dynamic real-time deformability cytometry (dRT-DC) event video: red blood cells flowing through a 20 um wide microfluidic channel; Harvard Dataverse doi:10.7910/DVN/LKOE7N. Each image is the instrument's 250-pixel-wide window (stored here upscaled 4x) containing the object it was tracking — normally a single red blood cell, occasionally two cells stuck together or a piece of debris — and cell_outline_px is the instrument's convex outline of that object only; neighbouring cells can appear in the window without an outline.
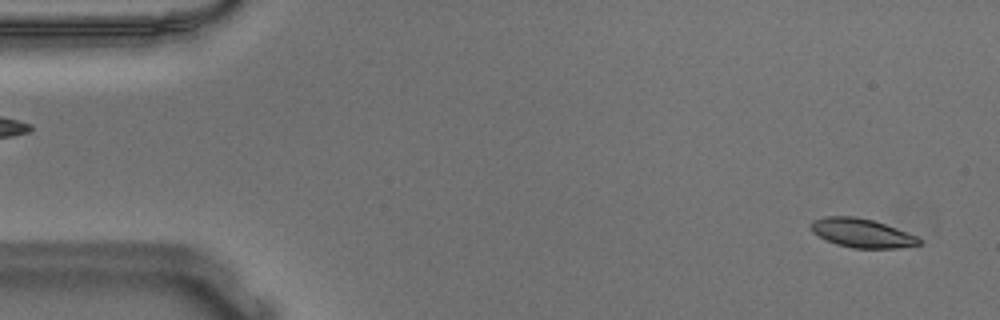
{"species": "Egyptian fruit bat (a non-hibernating species)", "species_latin": "Rousettus aegyptiacus", "temperature_condition": "warm", "stored_images_in_passage": 54, "camera_frame_rate_fps": 3000, "um_per_image_px": 0.085, "animal": {"sex": "male"}, "frame": {"image": 1, "passage_image": 2, "time_ms": 0.333, "image_size_px": [1000, 320], "cell_outline_px": [[920, 244], [896, 248], [852, 248], [836, 244], [812, 232], [808, 224], [812, 220], [824, 216], [856, 216], [872, 220], [896, 228], [916, 236], [920, 240]], "centroid_in_image_um": [73.19, 19.79], "position_along_channel_um": 11.8, "area_um2": 18.09}}
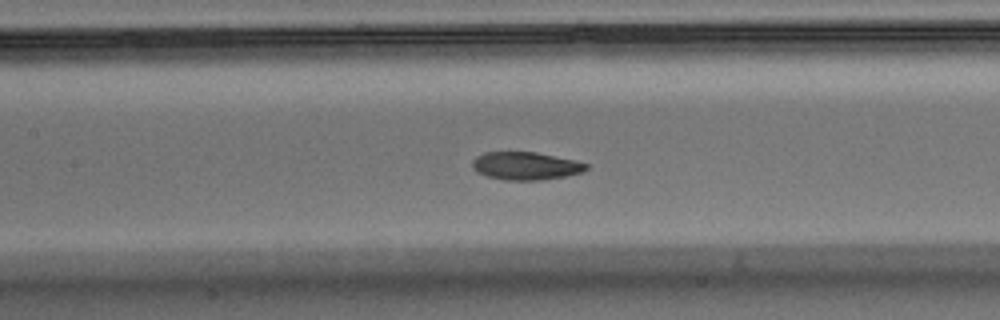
{"frame": {"image": 2, "passage_image": 24, "time_ms": 7.667, "image_size_px": [1000, 320], "cell_outline_px": [[588, 168], [584, 172], [564, 176], [540, 180], [504, 180], [488, 176], [476, 172], [472, 168], [472, 160], [476, 156], [484, 152], [536, 152], [576, 160], [588, 164]], "centroid_in_image_um": [44.68, 14.09], "position_along_channel_um": 162.7, "area_um2": 18.61}}
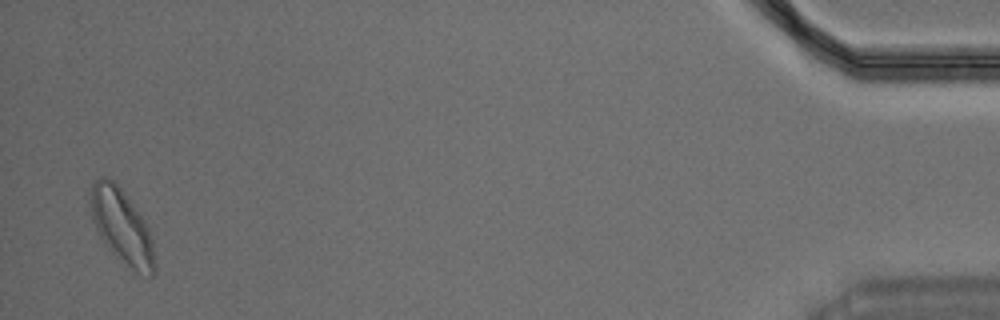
{"frame": {"image": 3, "passage_image": 53, "time_ms": 17.333, "image_size_px": [1000, 320], "cell_outline_px": [[156, 272], [152, 276], [148, 276], [136, 272], [112, 252], [104, 244], [96, 232], [92, 220], [88, 200], [92, 184], [100, 176], [104, 176], [112, 180], [120, 188], [144, 220], [148, 228], [152, 240], [156, 264]], "centroid_in_image_um": [10.33, 19.25], "position_along_channel_um": 424.9, "area_um2": 27.92}, "authors_computed_cell_mechanics": {"area_um2": 19.1607, "velocity_mm_per_s": 3.6296, "shape_relaxation_time_tau1_ms": 2.8352, "shape_relaxation_time_tau2_ms": 2.3122, "deformation_change_tau1": 0.1164, "deformation_change_tau2": 0.0819}}